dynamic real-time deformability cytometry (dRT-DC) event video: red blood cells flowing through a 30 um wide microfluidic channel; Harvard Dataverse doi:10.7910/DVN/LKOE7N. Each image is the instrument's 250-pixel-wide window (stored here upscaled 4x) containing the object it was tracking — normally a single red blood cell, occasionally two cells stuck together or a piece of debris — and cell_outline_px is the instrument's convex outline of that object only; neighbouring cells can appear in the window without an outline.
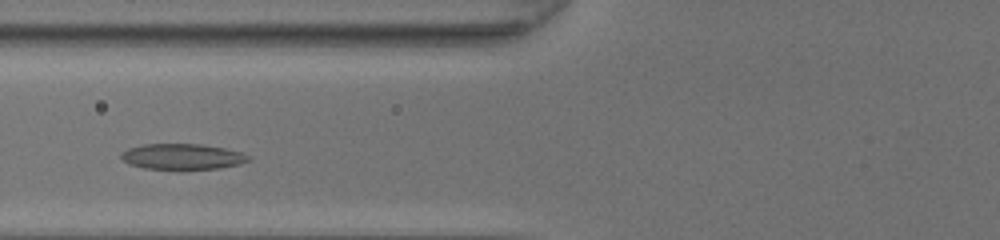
{"species": "common noctule bat (a hibernating species)", "species_latin": "Nyctalus noctula", "temperature_condition": "room temperature", "stored_images_in_passage": 31, "camera_frame_rate_fps": 3000, "um_per_image_px": 0.085, "animal": {"sex": "female", "body_mass_g": 20.0, "forearm_length_mm": 54.0}, "frame": {"image": 1, "passage_image": 8, "time_ms": 2.333, "image_size_px": [1000, 240], "cell_outline_px": [[252, 160], [240, 164], [220, 168], [144, 168], [128, 164], [120, 156], [120, 152], [128, 148], [144, 144], [200, 144], [224, 148], [240, 152], [252, 156]], "centroid_in_image_um": [15.52, 13.29], "position_along_channel_um": 110.3, "area_um2": 18.9}}
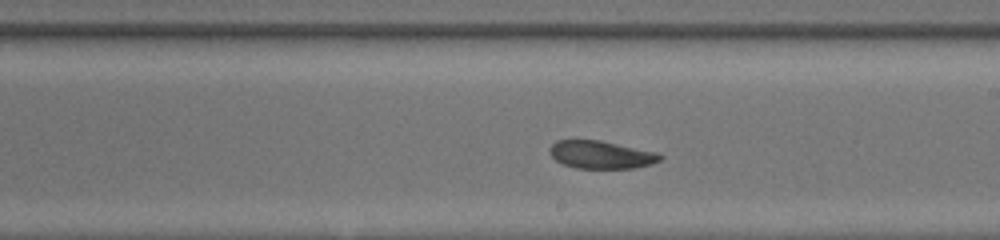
{"frame": {"image": 2, "passage_image": 17, "time_ms": 5.333, "image_size_px": [1000, 240], "cell_outline_px": [[664, 156], [660, 160], [652, 164], [636, 168], [576, 168], [564, 164], [556, 160], [548, 152], [548, 148], [556, 140], [600, 140], [660, 152]], "centroid_in_image_um": [51.13, 13.14], "position_along_channel_um": 237.9, "area_um2": 18.15}}
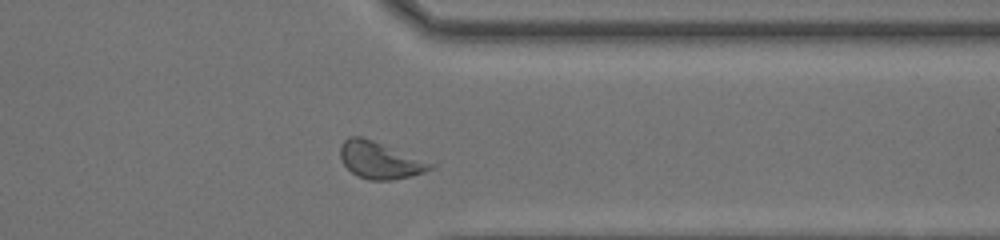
{"frame": {"image": 3, "passage_image": 27, "time_ms": 8.667, "image_size_px": [1000, 240], "cell_outline_px": [[436, 164], [432, 168], [424, 172], [392, 180], [368, 180], [356, 176], [344, 164], [340, 156], [340, 148], [344, 140], [348, 136], [360, 136], [372, 140]], "centroid_in_image_um": [32.27, 13.62], "position_along_channel_um": 379.1, "area_um2": 19.13}, "authors_computed_cell_mechanics": {"area_um2": 18.5538, "velocity_mm_per_s": 4.2557, "shape_relaxation_time_tau1_ms": 11.3597, "shape_relaxation_time_tau2_ms": 4.9531, "deformation_change_tau1": 0.2401, "deformation_change_tau2": 0.1376}}